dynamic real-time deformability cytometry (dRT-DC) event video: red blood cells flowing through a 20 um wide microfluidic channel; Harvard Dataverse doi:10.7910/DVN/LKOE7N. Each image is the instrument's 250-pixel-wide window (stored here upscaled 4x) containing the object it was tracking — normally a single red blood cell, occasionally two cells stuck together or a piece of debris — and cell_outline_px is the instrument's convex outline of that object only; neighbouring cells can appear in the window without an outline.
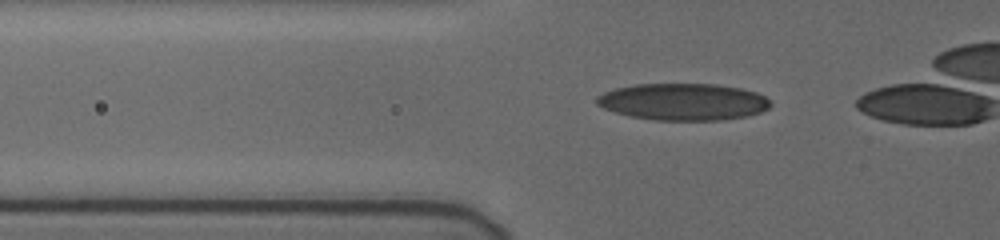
{"species": "human", "species_latin": "Homo sapiens", "temperature_condition": "cold", "stored_images_in_passage": 34, "camera_frame_rate_fps": 3000, "um_per_image_px": 0.085, "donor": {"sex": "female"}, "frame": {"image": 1, "passage_image": 5, "time_ms": 1.333, "image_size_px": [1000, 240], "cell_outline_px": [[772, 104], [768, 108], [760, 112], [748, 116], [724, 120], [656, 120], [632, 116], [616, 112], [604, 108], [596, 104], [596, 96], [604, 92], [616, 88], [636, 84], [716, 84], [740, 88], [756, 92], [764, 96]], "centroid_in_image_um": [58.08, 8.65], "position_along_channel_um": 67.7, "area_um2": 37.28}}
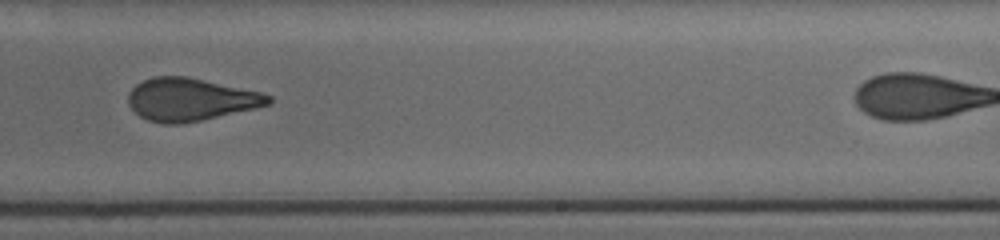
{"frame": {"image": 2, "passage_image": 22, "time_ms": 7.0, "image_size_px": [1000, 240], "cell_outline_px": [[272, 100], [268, 104], [256, 108], [200, 120], [180, 124], [164, 124], [148, 120], [140, 116], [128, 104], [128, 96], [132, 88], [136, 84], [144, 80], [156, 76], [188, 76], [260, 92], [272, 96]], "centroid_in_image_um": [16.18, 8.45], "position_along_channel_um": 272.8, "area_um2": 34.62}}
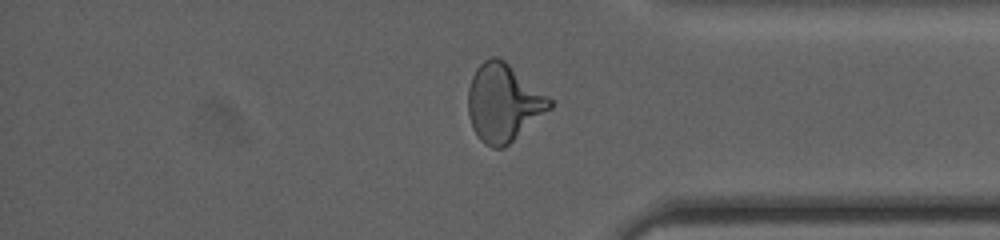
{"frame": {"image": 3, "passage_image": 32, "time_ms": 10.333, "image_size_px": [1000, 240], "cell_outline_px": [[552, 108], [504, 148], [492, 148], [484, 144], [480, 140], [472, 128], [468, 116], [468, 88], [472, 76], [476, 68], [484, 60], [492, 56], [496, 56], [504, 60], [552, 100]], "centroid_in_image_um": [42.76, 8.75], "position_along_channel_um": 392.4, "area_um2": 36.82}}